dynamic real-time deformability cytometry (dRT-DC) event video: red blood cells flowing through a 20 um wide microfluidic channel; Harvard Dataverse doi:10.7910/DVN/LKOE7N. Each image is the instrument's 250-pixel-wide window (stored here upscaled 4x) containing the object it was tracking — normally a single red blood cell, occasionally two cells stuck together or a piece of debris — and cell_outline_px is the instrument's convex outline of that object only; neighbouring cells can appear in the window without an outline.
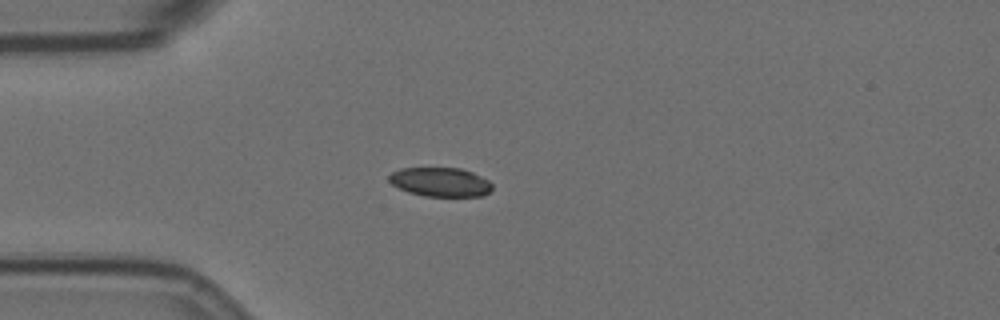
{"species": "Egyptian fruit bat (a non-hibernating species)", "species_latin": "Rousettus aegyptiacus", "temperature_condition": "room temperature", "stored_images_in_passage": 43, "camera_frame_rate_fps": 3000, "um_per_image_px": 0.085, "animal": {"sex": "female"}, "frame": {"image": 1, "passage_image": 1, "time_ms": 0.0, "image_size_px": [1000, 320], "cell_outline_px": [[492, 188], [484, 196], [424, 196], [408, 192], [392, 184], [388, 180], [388, 176], [392, 172], [400, 168], [460, 168], [472, 172], [488, 180], [492, 184]], "centroid_in_image_um": [37.42, 15.47], "position_along_channel_um": 47.6, "area_um2": 17.46}}
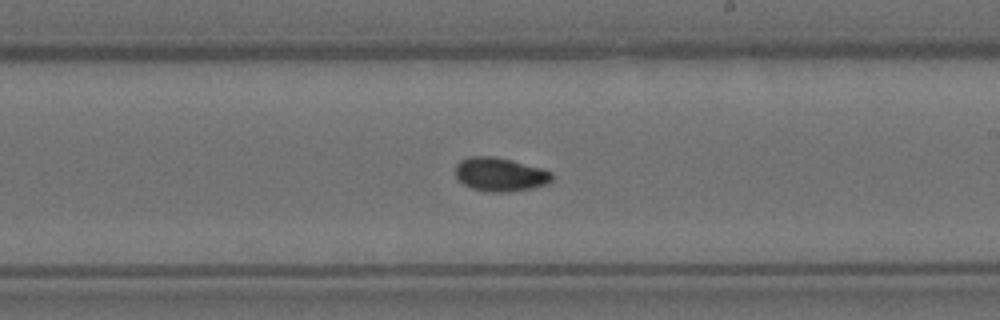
{"frame": {"image": 2, "passage_image": 19, "time_ms": 6.0, "image_size_px": [1000, 320], "cell_outline_px": [[552, 180], [548, 184], [532, 188], [508, 192], [484, 192], [472, 188], [464, 184], [456, 176], [456, 164], [460, 160], [468, 156], [492, 156], [512, 160], [540, 168], [552, 172]], "centroid_in_image_um": [42.5, 14.83], "position_along_channel_um": 246.5, "area_um2": 19.02}}
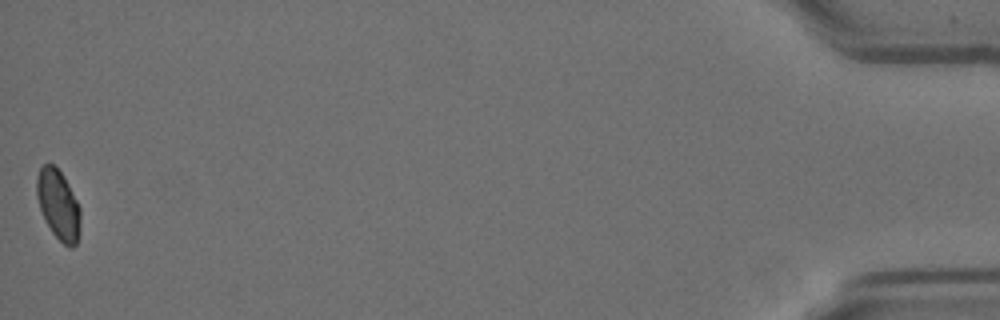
{"frame": {"image": 3, "passage_image": 43, "time_ms": 14.0, "image_size_px": [1000, 320], "cell_outline_px": [[80, 232], [76, 244], [72, 248], [68, 248], [52, 232], [40, 208], [36, 196], [36, 180], [40, 168], [44, 164], [52, 164], [64, 176], [80, 208]], "centroid_in_image_um": [4.97, 17.42], "position_along_channel_um": 430.2, "area_um2": 17.57}, "authors_computed_cell_mechanics": {"area_um2": 18.207, "velocity_mm_per_s": 3.5354, "shape_relaxation_time_tau1_ms": null, "shape_relaxation_time_tau2_ms": 6.2665, "deformation_change_tau1": null, "deformation_change_tau2": 0.0703}}